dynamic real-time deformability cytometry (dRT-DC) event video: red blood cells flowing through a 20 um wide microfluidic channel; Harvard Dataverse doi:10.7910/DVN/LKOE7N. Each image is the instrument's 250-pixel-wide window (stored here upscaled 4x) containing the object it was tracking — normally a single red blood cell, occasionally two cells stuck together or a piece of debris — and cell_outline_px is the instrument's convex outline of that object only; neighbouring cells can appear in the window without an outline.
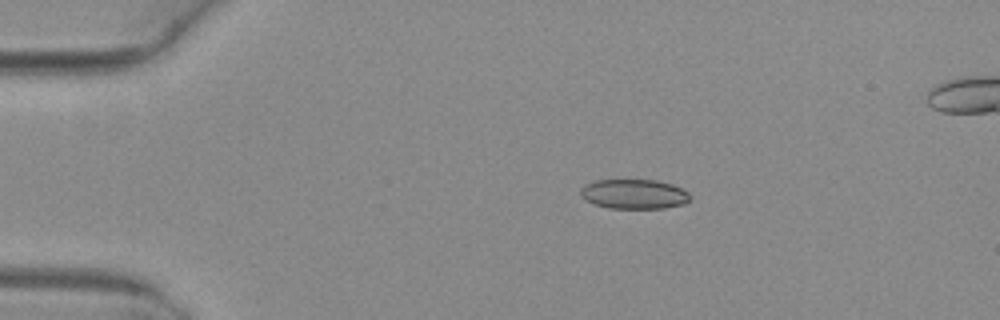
{"species": "common noctule bat (a hibernating species)", "species_latin": "Nyctalus noctula", "temperature_condition": "warm", "stored_images_in_passage": 4, "camera_frame_rate_fps": 3000, "um_per_image_px": 0.085, "animal": {"sex": "female", "body_mass_g": 29.2, "forearm_length_mm": 56.3}, "frame": {"image": 1, "passage_image": 2, "time_ms": 0.333, "image_size_px": [1000, 320], "cell_outline_px": [[692, 200], [684, 204], [664, 208], [608, 208], [596, 204], [580, 196], [580, 188], [584, 184], [592, 180], [656, 180], [672, 184], [688, 192], [692, 196]], "centroid_in_image_um": [53.91, 16.49], "position_along_channel_um": 31.1, "area_um2": 19.07}}
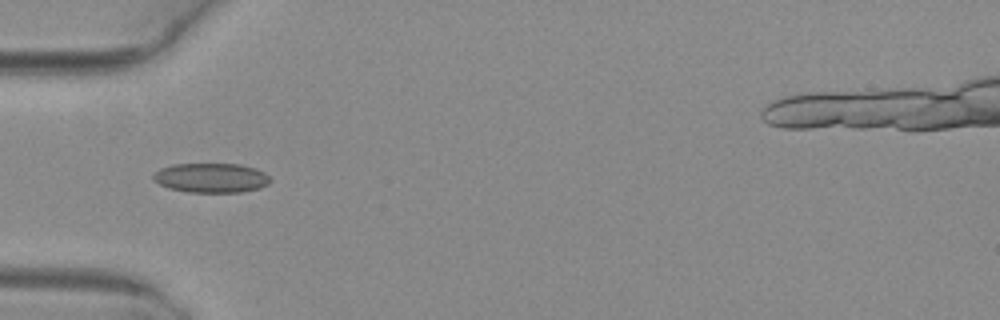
{"frame": {"image": 2, "passage_image": 4, "time_ms": 1.0, "image_size_px": [1000, 320], "cell_outline_px": [[272, 180], [268, 184], [260, 188], [240, 192], [188, 192], [168, 188], [152, 180], [152, 176], [160, 168], [172, 164], [240, 164], [256, 168], [264, 172]], "centroid_in_image_um": [17.95, 15.11], "position_along_channel_um": 67.1, "area_um2": 20.23}}